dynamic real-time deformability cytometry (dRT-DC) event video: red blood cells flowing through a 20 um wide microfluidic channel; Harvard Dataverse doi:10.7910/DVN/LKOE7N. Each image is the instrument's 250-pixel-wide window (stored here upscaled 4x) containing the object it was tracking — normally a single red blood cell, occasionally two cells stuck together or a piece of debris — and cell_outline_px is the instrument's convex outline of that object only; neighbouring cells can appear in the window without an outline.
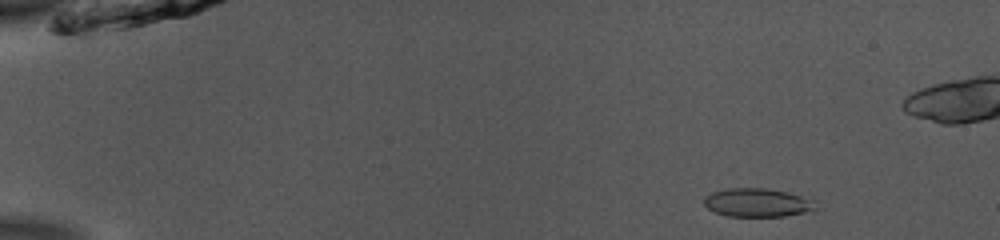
{"species": "common noctule bat (a hibernating species)", "species_latin": "Nyctalus noctula", "temperature_condition": "room temperature", "stored_images_in_passage": 47, "camera_frame_rate_fps": 3000, "um_per_image_px": 0.085, "animal": {"sex": "male", "body_mass_g": 13.0, "forearm_length_mm": 53.1}, "frame": {"image": 1, "passage_image": 5, "time_ms": 1.333, "image_size_px": [1000, 240], "cell_outline_px": [[816, 208], [804, 212], [784, 216], [724, 216], [708, 208], [704, 204], [704, 196], [712, 192], [728, 188], [764, 188], [784, 192], [800, 196], [812, 200]], "centroid_in_image_um": [64.3, 17.22], "position_along_channel_um": 20.7, "area_um2": 18.21}}
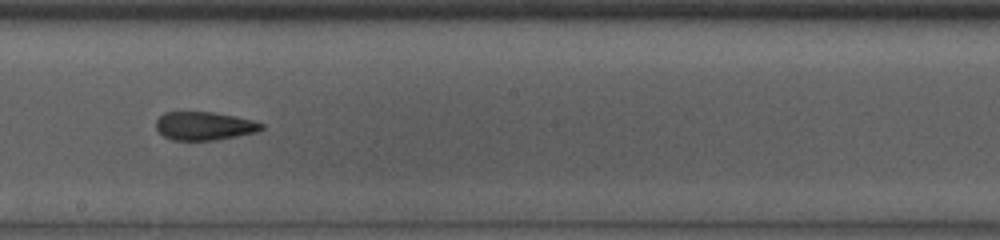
{"frame": {"image": 2, "passage_image": 29, "time_ms": 9.333, "image_size_px": [1000, 240], "cell_outline_px": [[264, 128], [256, 132], [216, 140], [172, 140], [164, 136], [156, 128], [156, 120], [164, 112], [212, 112], [252, 120], [264, 124]], "centroid_in_image_um": [17.35, 10.71], "position_along_channel_um": 230.8, "area_um2": 17.28}}
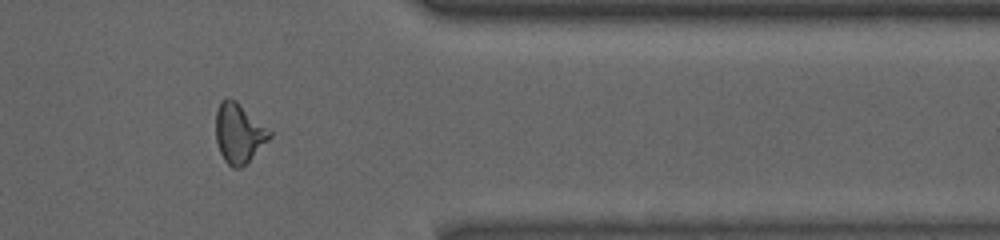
{"frame": {"image": 3, "passage_image": 42, "time_ms": 13.667, "image_size_px": [1000, 240], "cell_outline_px": [[272, 136], [240, 168], [232, 168], [224, 160], [220, 152], [216, 140], [216, 112], [220, 100], [224, 96], [228, 96], [236, 100], [272, 132]], "centroid_in_image_um": [20.27, 11.27], "position_along_channel_um": 391.1, "area_um2": 18.55}}